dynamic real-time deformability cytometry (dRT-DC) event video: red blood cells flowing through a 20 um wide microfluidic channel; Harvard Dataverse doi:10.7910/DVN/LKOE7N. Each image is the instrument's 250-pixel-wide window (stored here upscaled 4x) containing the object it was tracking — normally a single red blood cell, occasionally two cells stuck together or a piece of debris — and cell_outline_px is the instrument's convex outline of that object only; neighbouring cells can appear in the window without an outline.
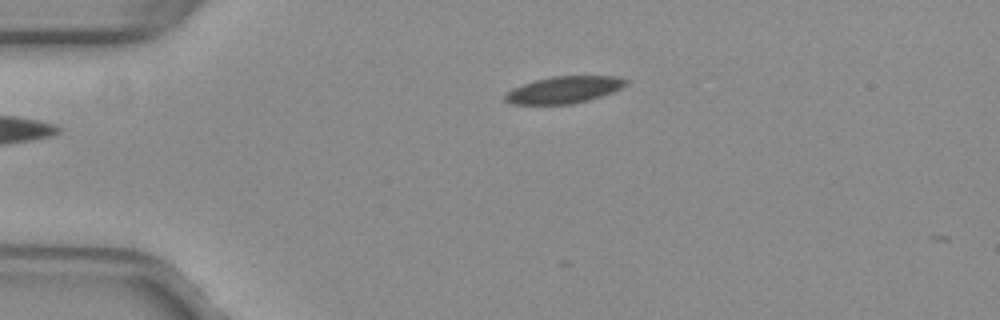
{"species": "common noctule bat (a hibernating species)", "species_latin": "Nyctalus noctula", "temperature_condition": "warm", "stored_images_in_passage": 32, "camera_frame_rate_fps": 3000, "um_per_image_px": 0.085, "animal": {"sex": "female", "body_mass_g": 29.2, "forearm_length_mm": 56.3}, "frame": {"image": 1, "passage_image": 1, "time_ms": 0.0, "image_size_px": [1000, 320], "cell_outline_px": [[628, 84], [612, 92], [588, 100], [572, 104], [512, 104], [504, 100], [504, 96], [512, 88], [536, 80], [552, 76], [616, 76], [628, 80]], "centroid_in_image_um": [47.94, 7.63], "position_along_channel_um": 37.1, "area_um2": 18.79}}
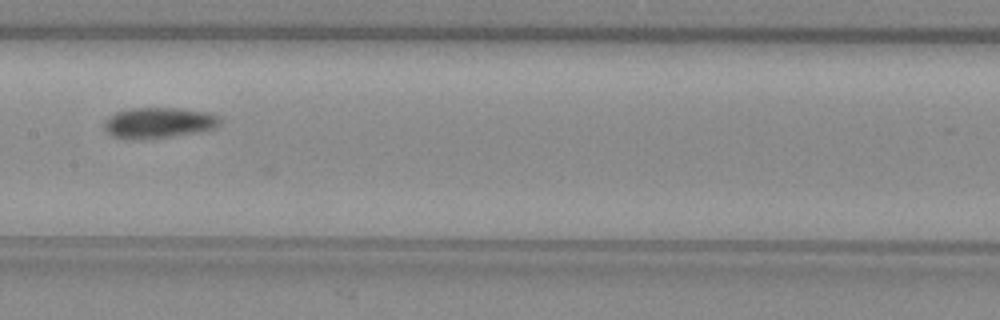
{"frame": {"image": 2, "passage_image": 16, "time_ms": 5.0, "image_size_px": [1000, 320], "cell_outline_px": [[224, 120], [216, 128], [200, 132], [148, 140], [132, 140], [112, 136], [104, 128], [104, 120], [108, 116], [116, 112], [132, 108], [180, 108], [212, 112], [220, 116]], "centroid_in_image_um": [13.54, 10.44], "position_along_channel_um": 193.9, "area_um2": 21.44}}
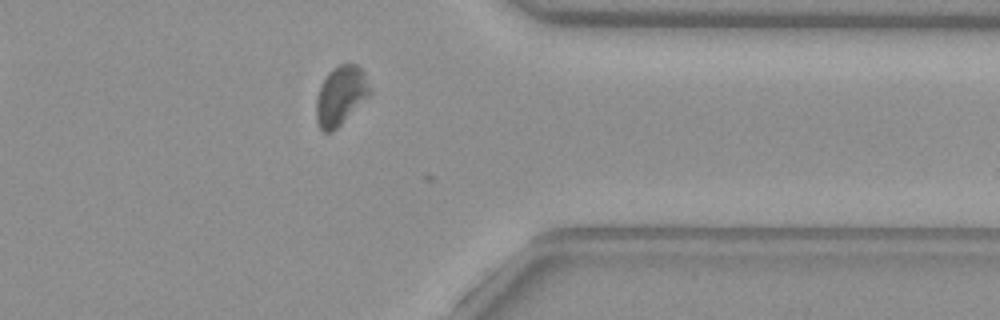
{"frame": {"image": 3, "passage_image": 31, "time_ms": 10.0, "image_size_px": [1000, 320], "cell_outline_px": [[372, 92], [332, 132], [324, 132], [320, 128], [316, 120], [316, 96], [328, 72], [332, 68], [340, 64], [356, 64], [364, 72]], "centroid_in_image_um": [28.94, 8.11], "position_along_channel_um": 382.5, "area_um2": 18.15}}